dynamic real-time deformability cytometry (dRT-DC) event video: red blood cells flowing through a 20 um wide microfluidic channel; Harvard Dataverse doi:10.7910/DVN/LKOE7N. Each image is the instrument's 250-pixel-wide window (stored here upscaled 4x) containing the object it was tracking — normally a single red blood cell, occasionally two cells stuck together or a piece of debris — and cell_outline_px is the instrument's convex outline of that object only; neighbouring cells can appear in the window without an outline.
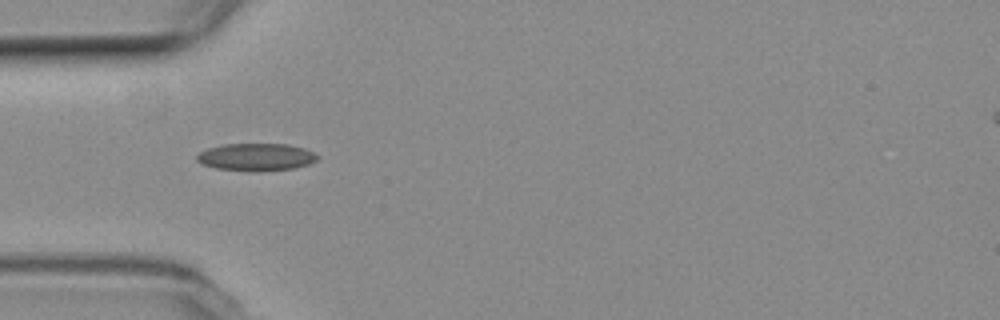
{"species": "common noctule bat (a hibernating species)", "species_latin": "Nyctalus noctula", "temperature_condition": "room temperature", "stored_images_in_passage": 10, "camera_frame_rate_fps": 3000, "um_per_image_px": 0.085, "animal": {"sex": "female", "body_mass_g": 19.3, "forearm_length_mm": 54.1}, "frame": {"image": 1, "passage_image": 1, "time_ms": 0.0, "image_size_px": [1000, 320], "cell_outline_px": [[320, 156], [316, 160], [308, 164], [292, 168], [216, 168], [200, 164], [196, 160], [196, 156], [200, 152], [208, 148], [224, 144], [288, 144], [304, 148], [316, 152]], "centroid_in_image_um": [21.78, 13.28], "position_along_channel_um": 63.2, "area_um2": 18.32}}
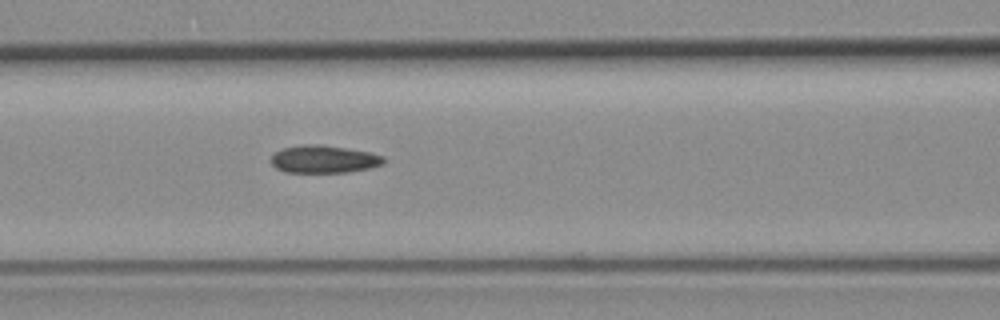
{"frame": {"image": 2, "passage_image": 7, "time_ms": 2.0, "image_size_px": [1000, 320], "cell_outline_px": [[384, 164], [368, 168], [348, 172], [284, 172], [276, 168], [272, 164], [272, 152], [284, 148], [304, 144], [320, 144], [348, 148], [368, 152], [384, 156]], "centroid_in_image_um": [27.51, 13.52], "position_along_channel_um": 139.1, "area_um2": 18.15}}
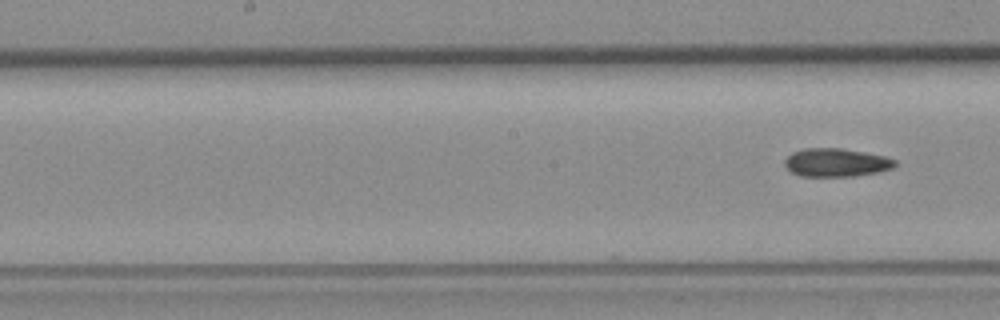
{"frame": {"image": 3, "passage_image": 10, "time_ms": 3.0, "image_size_px": [1000, 320], "cell_outline_px": [[896, 164], [892, 168], [880, 172], [852, 176], [800, 176], [792, 172], [784, 164], [784, 160], [792, 152], [804, 148], [840, 148], [884, 156], [896, 160]], "centroid_in_image_um": [71.06, 13.81], "position_along_channel_um": 177.1, "area_um2": 18.09}}